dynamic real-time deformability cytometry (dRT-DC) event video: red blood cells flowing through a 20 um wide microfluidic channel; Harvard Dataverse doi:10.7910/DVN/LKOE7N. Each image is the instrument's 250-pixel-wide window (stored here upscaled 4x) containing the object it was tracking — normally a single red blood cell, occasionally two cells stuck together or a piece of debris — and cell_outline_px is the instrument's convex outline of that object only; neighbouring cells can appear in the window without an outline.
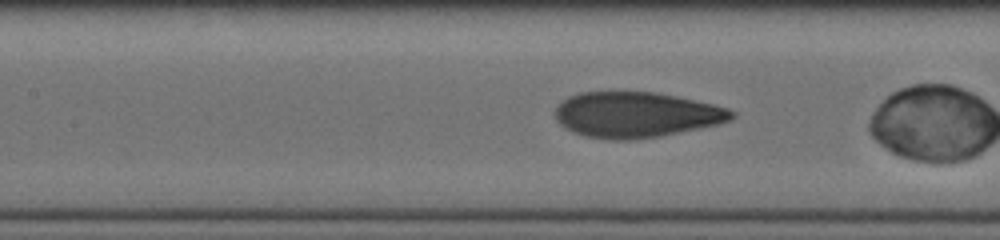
{"species": "human", "species_latin": "Homo sapiens", "temperature_condition": "cold", "stored_images_in_passage": 23, "camera_frame_rate_fps": 3000, "um_per_image_px": 0.085, "donor": {"sex": "male"}, "frame": {"image": 1, "passage_image": 7, "time_ms": 2.333, "image_size_px": [1000, 240], "cell_outline_px": [[736, 116], [732, 120], [720, 124], [660, 136], [636, 140], [612, 140], [584, 136], [572, 132], [564, 128], [556, 120], [552, 112], [568, 96], [580, 92], [652, 92], [676, 96], [712, 104], [728, 108], [736, 112]], "centroid_in_image_um": [54.06, 9.76], "position_along_channel_um": 153.3, "area_um2": 47.16}}
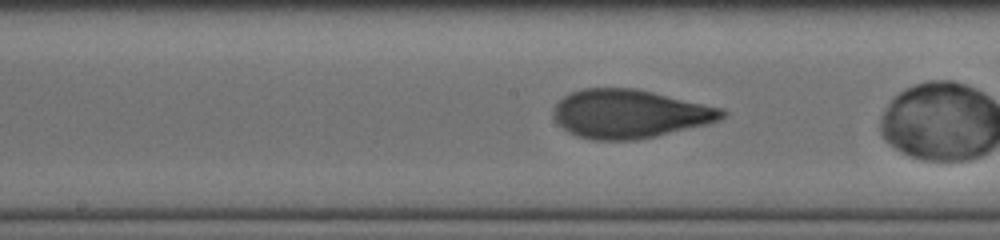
{"frame": {"image": 2, "passage_image": 10, "time_ms": 3.333, "image_size_px": [1000, 240], "cell_outline_px": [[728, 112], [724, 116], [708, 124], [656, 136], [636, 140], [592, 140], [576, 136], [568, 132], [552, 116], [552, 112], [556, 104], [564, 96], [572, 92], [584, 88], [636, 88], [724, 108]], "centroid_in_image_um": [53.52, 9.68], "position_along_channel_um": 194.7, "area_um2": 47.8}}